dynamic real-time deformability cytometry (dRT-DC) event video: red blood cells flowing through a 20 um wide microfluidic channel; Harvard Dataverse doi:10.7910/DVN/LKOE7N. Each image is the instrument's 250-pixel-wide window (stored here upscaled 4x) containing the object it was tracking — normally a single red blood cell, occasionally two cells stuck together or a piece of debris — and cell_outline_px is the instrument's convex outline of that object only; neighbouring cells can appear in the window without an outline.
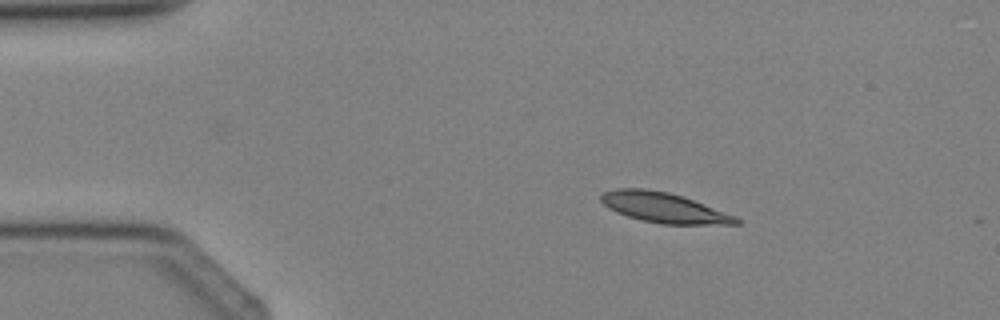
{"species": "Egyptian fruit bat (a non-hibernating species)", "species_latin": "Rousettus aegyptiacus", "temperature_condition": "cold", "stored_images_in_passage": 3, "camera_frame_rate_fps": 3000, "um_per_image_px": 0.085, "animal": {"sex": "female"}, "frame": {"image": 1, "passage_image": 1, "time_ms": 0.0, "image_size_px": [1000, 320], "cell_outline_px": [[740, 224], [660, 224], [628, 216], [616, 212], [608, 208], [600, 200], [600, 196], [604, 192], [616, 188], [644, 188], [668, 192], [692, 200], [736, 216], [740, 220]], "centroid_in_image_um": [56.39, 17.64], "position_along_channel_um": 28.6, "area_um2": 23.35}}